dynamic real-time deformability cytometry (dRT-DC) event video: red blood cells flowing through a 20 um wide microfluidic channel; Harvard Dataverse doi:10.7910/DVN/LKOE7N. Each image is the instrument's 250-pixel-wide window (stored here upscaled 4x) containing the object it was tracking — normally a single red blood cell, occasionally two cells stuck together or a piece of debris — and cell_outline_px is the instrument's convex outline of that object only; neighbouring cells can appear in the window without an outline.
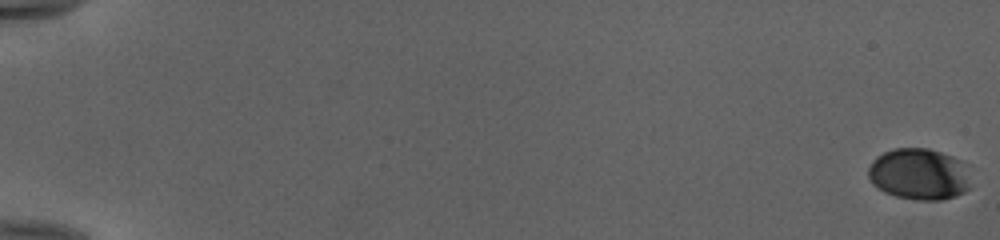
{"species": "human", "species_latin": "Homo sapiens", "temperature_condition": "cold", "stored_images_in_passage": 54, "camera_frame_rate_fps": 3000, "um_per_image_px": 0.085, "donor": {"sex": "female"}, "frame": {"image": 1, "passage_image": 1, "time_ms": 0.0, "image_size_px": [1000, 240], "cell_outline_px": [[972, 164], [968, 188], [964, 192], [956, 196], [940, 200], [916, 200], [896, 196], [884, 192], [872, 184], [868, 176], [868, 168], [872, 160], [876, 156], [892, 148], [928, 148], [952, 156]], "centroid_in_image_um": [78.17, 14.78], "position_along_channel_um": 6.8, "area_um2": 31.44}}
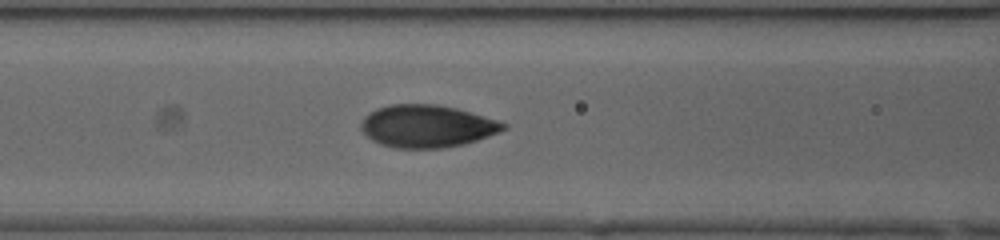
{"frame": {"image": 2, "passage_image": 26, "time_ms": 8.333, "image_size_px": [1000, 240], "cell_outline_px": [[508, 128], [500, 132], [464, 144], [440, 148], [396, 148], [380, 144], [372, 140], [360, 128], [360, 124], [364, 116], [376, 108], [392, 104], [436, 104], [456, 108], [496, 120], [508, 124]], "centroid_in_image_um": [36.28, 10.72], "position_along_channel_um": 130.3, "area_um2": 35.14}}
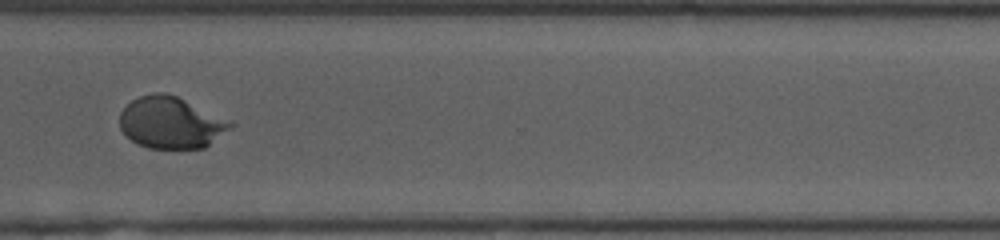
{"frame": {"image": 3, "passage_image": 43, "time_ms": 14.0, "image_size_px": [1000, 240], "cell_outline_px": [[236, 124], [232, 128], [204, 148], [148, 148], [136, 144], [120, 128], [120, 112], [132, 100], [140, 96], [156, 92], [164, 92], [176, 96], [232, 120]], "centroid_in_image_um": [14.56, 10.42], "position_along_channel_um": 356.0, "area_um2": 33.41}, "authors_computed_cell_mechanics": {"area_um2": 33.235, "velocity_mm_per_s": 3.993, "shape_relaxation_time_tau1_ms": 5.2926, "shape_relaxation_time_tau2_ms": null, "deformation_change_tau1": 0.2004, "deformation_change_tau2": null}}